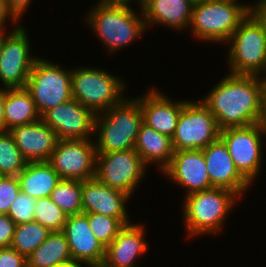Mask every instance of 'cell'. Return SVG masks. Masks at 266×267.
<instances>
[{"mask_svg":"<svg viewBox=\"0 0 266 267\" xmlns=\"http://www.w3.org/2000/svg\"><path fill=\"white\" fill-rule=\"evenodd\" d=\"M22 24L4 40L0 53V88H25L34 63L39 58L32 51L29 32Z\"/></svg>","mask_w":266,"mask_h":267,"instance_id":"cell-12","label":"cell"},{"mask_svg":"<svg viewBox=\"0 0 266 267\" xmlns=\"http://www.w3.org/2000/svg\"><path fill=\"white\" fill-rule=\"evenodd\" d=\"M248 3L238 0H195L188 28L191 36L202 43L224 46L252 11L255 3Z\"/></svg>","mask_w":266,"mask_h":267,"instance_id":"cell-4","label":"cell"},{"mask_svg":"<svg viewBox=\"0 0 266 267\" xmlns=\"http://www.w3.org/2000/svg\"><path fill=\"white\" fill-rule=\"evenodd\" d=\"M41 120L59 140L94 138L95 114L73 98L44 112Z\"/></svg>","mask_w":266,"mask_h":267,"instance_id":"cell-14","label":"cell"},{"mask_svg":"<svg viewBox=\"0 0 266 267\" xmlns=\"http://www.w3.org/2000/svg\"><path fill=\"white\" fill-rule=\"evenodd\" d=\"M147 227L141 223L125 225L106 247L103 265L106 267H138V259L148 252Z\"/></svg>","mask_w":266,"mask_h":267,"instance_id":"cell-19","label":"cell"},{"mask_svg":"<svg viewBox=\"0 0 266 267\" xmlns=\"http://www.w3.org/2000/svg\"><path fill=\"white\" fill-rule=\"evenodd\" d=\"M66 219V214L50 197L36 200L34 220L46 227L50 232L62 231Z\"/></svg>","mask_w":266,"mask_h":267,"instance_id":"cell-30","label":"cell"},{"mask_svg":"<svg viewBox=\"0 0 266 267\" xmlns=\"http://www.w3.org/2000/svg\"><path fill=\"white\" fill-rule=\"evenodd\" d=\"M94 267H106V266H104L103 264H100V265H97V266H94Z\"/></svg>","mask_w":266,"mask_h":267,"instance_id":"cell-45","label":"cell"},{"mask_svg":"<svg viewBox=\"0 0 266 267\" xmlns=\"http://www.w3.org/2000/svg\"><path fill=\"white\" fill-rule=\"evenodd\" d=\"M51 232L35 220L16 225L11 247L28 257Z\"/></svg>","mask_w":266,"mask_h":267,"instance_id":"cell-27","label":"cell"},{"mask_svg":"<svg viewBox=\"0 0 266 267\" xmlns=\"http://www.w3.org/2000/svg\"><path fill=\"white\" fill-rule=\"evenodd\" d=\"M50 199L66 216L82 213V181L61 179L50 194Z\"/></svg>","mask_w":266,"mask_h":267,"instance_id":"cell-28","label":"cell"},{"mask_svg":"<svg viewBox=\"0 0 266 267\" xmlns=\"http://www.w3.org/2000/svg\"><path fill=\"white\" fill-rule=\"evenodd\" d=\"M91 231L106 248L118 235L125 224L119 219L98 213H86Z\"/></svg>","mask_w":266,"mask_h":267,"instance_id":"cell-31","label":"cell"},{"mask_svg":"<svg viewBox=\"0 0 266 267\" xmlns=\"http://www.w3.org/2000/svg\"><path fill=\"white\" fill-rule=\"evenodd\" d=\"M136 98L143 113V123L160 134L173 138L176 132L179 116L186 100H173L158 87L138 94Z\"/></svg>","mask_w":266,"mask_h":267,"instance_id":"cell-16","label":"cell"},{"mask_svg":"<svg viewBox=\"0 0 266 267\" xmlns=\"http://www.w3.org/2000/svg\"><path fill=\"white\" fill-rule=\"evenodd\" d=\"M124 79L98 66L73 67L71 69L72 98L95 115L102 113L119 104L126 97L128 85Z\"/></svg>","mask_w":266,"mask_h":267,"instance_id":"cell-7","label":"cell"},{"mask_svg":"<svg viewBox=\"0 0 266 267\" xmlns=\"http://www.w3.org/2000/svg\"><path fill=\"white\" fill-rule=\"evenodd\" d=\"M69 261L73 260L66 236L62 231L51 232L27 257V267H55Z\"/></svg>","mask_w":266,"mask_h":267,"instance_id":"cell-26","label":"cell"},{"mask_svg":"<svg viewBox=\"0 0 266 267\" xmlns=\"http://www.w3.org/2000/svg\"><path fill=\"white\" fill-rule=\"evenodd\" d=\"M39 120H41V115L25 88L5 89L4 131Z\"/></svg>","mask_w":266,"mask_h":267,"instance_id":"cell-25","label":"cell"},{"mask_svg":"<svg viewBox=\"0 0 266 267\" xmlns=\"http://www.w3.org/2000/svg\"><path fill=\"white\" fill-rule=\"evenodd\" d=\"M55 267H90V266L83 262L69 261V262L57 265Z\"/></svg>","mask_w":266,"mask_h":267,"instance_id":"cell-42","label":"cell"},{"mask_svg":"<svg viewBox=\"0 0 266 267\" xmlns=\"http://www.w3.org/2000/svg\"><path fill=\"white\" fill-rule=\"evenodd\" d=\"M24 15L11 2V0H0V28H6L8 21L11 23L10 27L15 29L21 23V18Z\"/></svg>","mask_w":266,"mask_h":267,"instance_id":"cell-34","label":"cell"},{"mask_svg":"<svg viewBox=\"0 0 266 267\" xmlns=\"http://www.w3.org/2000/svg\"><path fill=\"white\" fill-rule=\"evenodd\" d=\"M143 113L136 97L126 96L119 104L95 115L96 153L134 149Z\"/></svg>","mask_w":266,"mask_h":267,"instance_id":"cell-5","label":"cell"},{"mask_svg":"<svg viewBox=\"0 0 266 267\" xmlns=\"http://www.w3.org/2000/svg\"><path fill=\"white\" fill-rule=\"evenodd\" d=\"M219 135L220 129L212 112L200 99H187L172 138L174 151L204 149Z\"/></svg>","mask_w":266,"mask_h":267,"instance_id":"cell-11","label":"cell"},{"mask_svg":"<svg viewBox=\"0 0 266 267\" xmlns=\"http://www.w3.org/2000/svg\"><path fill=\"white\" fill-rule=\"evenodd\" d=\"M8 131H0V171L4 176H17L27 165Z\"/></svg>","mask_w":266,"mask_h":267,"instance_id":"cell-29","label":"cell"},{"mask_svg":"<svg viewBox=\"0 0 266 267\" xmlns=\"http://www.w3.org/2000/svg\"><path fill=\"white\" fill-rule=\"evenodd\" d=\"M202 151L213 187L231 190L241 199L250 188H253L236 169L225 143L220 138Z\"/></svg>","mask_w":266,"mask_h":267,"instance_id":"cell-18","label":"cell"},{"mask_svg":"<svg viewBox=\"0 0 266 267\" xmlns=\"http://www.w3.org/2000/svg\"><path fill=\"white\" fill-rule=\"evenodd\" d=\"M254 1L255 5L252 9V12L264 24L266 29V0H254Z\"/></svg>","mask_w":266,"mask_h":267,"instance_id":"cell-38","label":"cell"},{"mask_svg":"<svg viewBox=\"0 0 266 267\" xmlns=\"http://www.w3.org/2000/svg\"><path fill=\"white\" fill-rule=\"evenodd\" d=\"M35 198L20 192L8 211V216L16 225L27 223L34 220L35 217Z\"/></svg>","mask_w":266,"mask_h":267,"instance_id":"cell-32","label":"cell"},{"mask_svg":"<svg viewBox=\"0 0 266 267\" xmlns=\"http://www.w3.org/2000/svg\"><path fill=\"white\" fill-rule=\"evenodd\" d=\"M134 149L147 167L155 165L161 173L169 166L174 154L172 138L144 123L140 125Z\"/></svg>","mask_w":266,"mask_h":267,"instance_id":"cell-23","label":"cell"},{"mask_svg":"<svg viewBox=\"0 0 266 267\" xmlns=\"http://www.w3.org/2000/svg\"><path fill=\"white\" fill-rule=\"evenodd\" d=\"M0 267H27V257L12 247L0 248Z\"/></svg>","mask_w":266,"mask_h":267,"instance_id":"cell-35","label":"cell"},{"mask_svg":"<svg viewBox=\"0 0 266 267\" xmlns=\"http://www.w3.org/2000/svg\"><path fill=\"white\" fill-rule=\"evenodd\" d=\"M98 1V2H97ZM96 4L101 5H112V6H126L131 7L134 4L133 2H138L139 9L142 8V5L144 3V0H97ZM131 4V5H130Z\"/></svg>","mask_w":266,"mask_h":267,"instance_id":"cell-37","label":"cell"},{"mask_svg":"<svg viewBox=\"0 0 266 267\" xmlns=\"http://www.w3.org/2000/svg\"><path fill=\"white\" fill-rule=\"evenodd\" d=\"M25 89L40 115L72 99L71 69L39 57L30 72Z\"/></svg>","mask_w":266,"mask_h":267,"instance_id":"cell-8","label":"cell"},{"mask_svg":"<svg viewBox=\"0 0 266 267\" xmlns=\"http://www.w3.org/2000/svg\"><path fill=\"white\" fill-rule=\"evenodd\" d=\"M5 88H0V131H4Z\"/></svg>","mask_w":266,"mask_h":267,"instance_id":"cell-39","label":"cell"},{"mask_svg":"<svg viewBox=\"0 0 266 267\" xmlns=\"http://www.w3.org/2000/svg\"><path fill=\"white\" fill-rule=\"evenodd\" d=\"M33 0H11V2L20 10V12L24 15L26 11L31 7V3Z\"/></svg>","mask_w":266,"mask_h":267,"instance_id":"cell-40","label":"cell"},{"mask_svg":"<svg viewBox=\"0 0 266 267\" xmlns=\"http://www.w3.org/2000/svg\"><path fill=\"white\" fill-rule=\"evenodd\" d=\"M132 199L122 191L104 185L96 177L82 181V213H98L119 218L125 225L130 219L128 202Z\"/></svg>","mask_w":266,"mask_h":267,"instance_id":"cell-17","label":"cell"},{"mask_svg":"<svg viewBox=\"0 0 266 267\" xmlns=\"http://www.w3.org/2000/svg\"><path fill=\"white\" fill-rule=\"evenodd\" d=\"M266 78L227 73L202 99L220 130L260 123Z\"/></svg>","mask_w":266,"mask_h":267,"instance_id":"cell-1","label":"cell"},{"mask_svg":"<svg viewBox=\"0 0 266 267\" xmlns=\"http://www.w3.org/2000/svg\"><path fill=\"white\" fill-rule=\"evenodd\" d=\"M8 132L27 162L48 161L59 140L42 120L12 127Z\"/></svg>","mask_w":266,"mask_h":267,"instance_id":"cell-21","label":"cell"},{"mask_svg":"<svg viewBox=\"0 0 266 267\" xmlns=\"http://www.w3.org/2000/svg\"><path fill=\"white\" fill-rule=\"evenodd\" d=\"M148 169L135 149L96 154L95 177L104 185L122 191L131 198L146 178Z\"/></svg>","mask_w":266,"mask_h":267,"instance_id":"cell-10","label":"cell"},{"mask_svg":"<svg viewBox=\"0 0 266 267\" xmlns=\"http://www.w3.org/2000/svg\"><path fill=\"white\" fill-rule=\"evenodd\" d=\"M135 9L94 4L87 15H84V23L99 38L108 55L115 54L116 51L118 53L133 41L142 39V35L148 31L142 10Z\"/></svg>","mask_w":266,"mask_h":267,"instance_id":"cell-3","label":"cell"},{"mask_svg":"<svg viewBox=\"0 0 266 267\" xmlns=\"http://www.w3.org/2000/svg\"><path fill=\"white\" fill-rule=\"evenodd\" d=\"M194 2L195 0H144L141 10L147 29L158 25L174 29L177 33L187 31Z\"/></svg>","mask_w":266,"mask_h":267,"instance_id":"cell-22","label":"cell"},{"mask_svg":"<svg viewBox=\"0 0 266 267\" xmlns=\"http://www.w3.org/2000/svg\"><path fill=\"white\" fill-rule=\"evenodd\" d=\"M7 28H0V53L2 51L3 48V44H4V40L6 38V36L13 30L10 28L9 31H7Z\"/></svg>","mask_w":266,"mask_h":267,"instance_id":"cell-43","label":"cell"},{"mask_svg":"<svg viewBox=\"0 0 266 267\" xmlns=\"http://www.w3.org/2000/svg\"><path fill=\"white\" fill-rule=\"evenodd\" d=\"M241 200L233 191L219 187L185 196L181 209L183 225L186 227L185 237L191 239L220 235L223 225L227 222L226 219Z\"/></svg>","mask_w":266,"mask_h":267,"instance_id":"cell-2","label":"cell"},{"mask_svg":"<svg viewBox=\"0 0 266 267\" xmlns=\"http://www.w3.org/2000/svg\"><path fill=\"white\" fill-rule=\"evenodd\" d=\"M15 227V222L7 214H0V248L11 247Z\"/></svg>","mask_w":266,"mask_h":267,"instance_id":"cell-36","label":"cell"},{"mask_svg":"<svg viewBox=\"0 0 266 267\" xmlns=\"http://www.w3.org/2000/svg\"><path fill=\"white\" fill-rule=\"evenodd\" d=\"M228 71L235 75H256L266 78V29L251 11L225 44ZM226 54V55H225Z\"/></svg>","mask_w":266,"mask_h":267,"instance_id":"cell-6","label":"cell"},{"mask_svg":"<svg viewBox=\"0 0 266 267\" xmlns=\"http://www.w3.org/2000/svg\"><path fill=\"white\" fill-rule=\"evenodd\" d=\"M4 174L0 171V181L4 178Z\"/></svg>","mask_w":266,"mask_h":267,"instance_id":"cell-44","label":"cell"},{"mask_svg":"<svg viewBox=\"0 0 266 267\" xmlns=\"http://www.w3.org/2000/svg\"><path fill=\"white\" fill-rule=\"evenodd\" d=\"M162 176L184 188V197L212 188L202 149L174 151L169 166Z\"/></svg>","mask_w":266,"mask_h":267,"instance_id":"cell-15","label":"cell"},{"mask_svg":"<svg viewBox=\"0 0 266 267\" xmlns=\"http://www.w3.org/2000/svg\"><path fill=\"white\" fill-rule=\"evenodd\" d=\"M19 193L20 186L16 176H5L0 181V214H8Z\"/></svg>","mask_w":266,"mask_h":267,"instance_id":"cell-33","label":"cell"},{"mask_svg":"<svg viewBox=\"0 0 266 267\" xmlns=\"http://www.w3.org/2000/svg\"><path fill=\"white\" fill-rule=\"evenodd\" d=\"M264 137L266 139V131L260 123L220 130L219 138L225 143L236 169L252 186L264 165Z\"/></svg>","mask_w":266,"mask_h":267,"instance_id":"cell-9","label":"cell"},{"mask_svg":"<svg viewBox=\"0 0 266 267\" xmlns=\"http://www.w3.org/2000/svg\"><path fill=\"white\" fill-rule=\"evenodd\" d=\"M62 232L68 241L73 261L90 267L103 264L106 248L94 236L84 213L67 216Z\"/></svg>","mask_w":266,"mask_h":267,"instance_id":"cell-20","label":"cell"},{"mask_svg":"<svg viewBox=\"0 0 266 267\" xmlns=\"http://www.w3.org/2000/svg\"><path fill=\"white\" fill-rule=\"evenodd\" d=\"M260 124L266 131V82H265V87L263 91L262 116H261Z\"/></svg>","mask_w":266,"mask_h":267,"instance_id":"cell-41","label":"cell"},{"mask_svg":"<svg viewBox=\"0 0 266 267\" xmlns=\"http://www.w3.org/2000/svg\"><path fill=\"white\" fill-rule=\"evenodd\" d=\"M94 139L58 140L48 163L62 179L85 181L96 176Z\"/></svg>","mask_w":266,"mask_h":267,"instance_id":"cell-13","label":"cell"},{"mask_svg":"<svg viewBox=\"0 0 266 267\" xmlns=\"http://www.w3.org/2000/svg\"><path fill=\"white\" fill-rule=\"evenodd\" d=\"M16 177L20 192L35 199L50 197L62 179L47 161L28 162Z\"/></svg>","mask_w":266,"mask_h":267,"instance_id":"cell-24","label":"cell"}]
</instances>
